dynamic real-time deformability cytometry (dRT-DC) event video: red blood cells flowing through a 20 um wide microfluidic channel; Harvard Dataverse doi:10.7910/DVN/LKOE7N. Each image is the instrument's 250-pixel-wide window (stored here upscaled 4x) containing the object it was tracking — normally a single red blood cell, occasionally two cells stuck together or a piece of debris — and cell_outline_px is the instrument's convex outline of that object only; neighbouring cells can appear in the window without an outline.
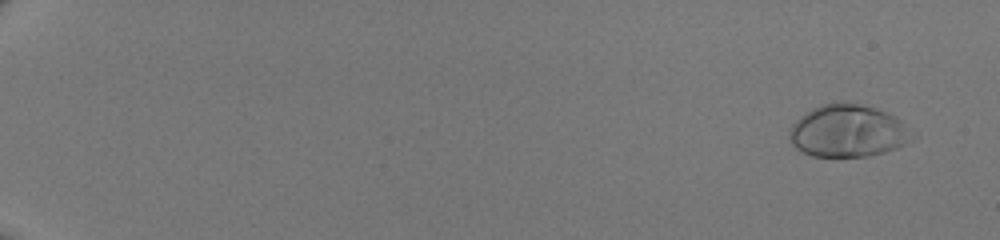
{"species": "human", "species_latin": "Homo sapiens", "temperature_condition": "room temperature", "stored_images_in_passage": 52, "camera_frame_rate_fps": 3000, "um_per_image_px": 0.085, "donor": {"sex": "male"}, "frame": {"image": 1, "passage_image": 4, "time_ms": 1.0, "image_size_px": [1000, 240], "cell_outline_px": [[904, 144], [896, 148], [864, 156], [812, 156], [796, 148], [792, 144], [788, 136], [788, 132], [792, 124], [800, 116], [812, 108], [820, 104], [836, 100], [844, 100], [860, 104], [884, 112], [900, 120]], "centroid_in_image_um": [71.85, 11.09], "position_along_channel_um": 13.1, "area_um2": 36.24}}
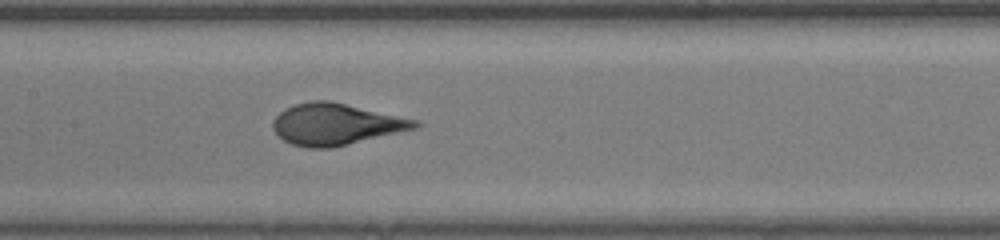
{"frame": {"image": 2, "passage_image": 30, "time_ms": 9.667, "image_size_px": [1000, 240], "cell_outline_px": [[420, 124], [416, 128], [328, 148], [308, 148], [292, 144], [284, 140], [272, 128], [272, 120], [284, 108], [296, 104], [312, 100], [328, 100], [420, 120]], "centroid_in_image_um": [28.52, 10.54], "position_along_channel_um": 178.9, "area_um2": 33.93}}
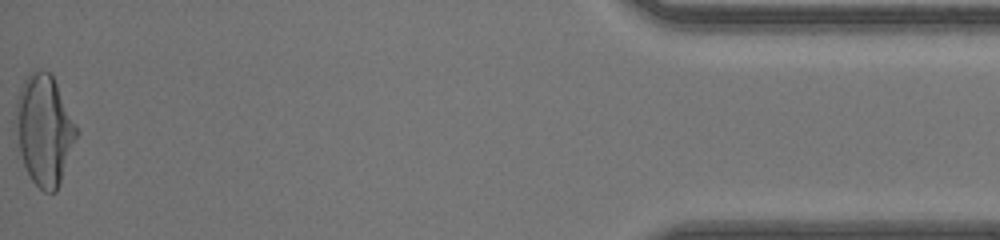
{"frame": {"image": 3, "passage_image": 52, "time_ms": 17.0, "image_size_px": [1000, 240], "cell_outline_px": [[80, 132], [60, 184], [56, 192], [44, 192], [32, 180], [24, 164], [20, 152], [12, 120], [16, 100], [20, 88], [24, 80], [32, 72], [48, 72], [52, 76]], "centroid_in_image_um": [3.75, 11.09], "position_along_channel_um": 431.4, "area_um2": 39.19}}